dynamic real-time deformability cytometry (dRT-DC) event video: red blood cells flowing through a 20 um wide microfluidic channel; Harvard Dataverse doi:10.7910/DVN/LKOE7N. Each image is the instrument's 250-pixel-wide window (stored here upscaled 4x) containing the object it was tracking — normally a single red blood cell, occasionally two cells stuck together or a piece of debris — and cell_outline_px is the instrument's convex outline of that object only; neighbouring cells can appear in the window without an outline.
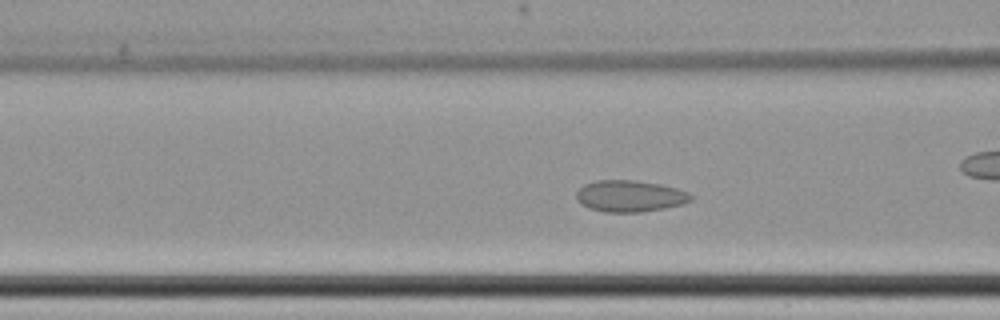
{"species": "common noctule bat (a hibernating species)", "species_latin": "Nyctalus noctula", "temperature_condition": "cold", "stored_images_in_passage": 56, "camera_frame_rate_fps": 3000, "um_per_image_px": 0.085, "animal": {"sex": "female", "body_mass_g": 22.7, "forearm_length_mm": 54.2}, "frame": {"image": 1, "passage_image": 19, "time_ms": 6.0, "image_size_px": [1000, 320], "cell_outline_px": [[692, 200], [680, 204], [664, 208], [644, 212], [604, 212], [588, 208], [580, 204], [576, 200], [576, 192], [584, 184], [596, 180], [636, 180], [660, 184], [676, 188], [688, 192], [692, 196]], "centroid_in_image_um": [53.5, 16.67], "position_along_channel_um": 113.1, "area_um2": 21.15}}
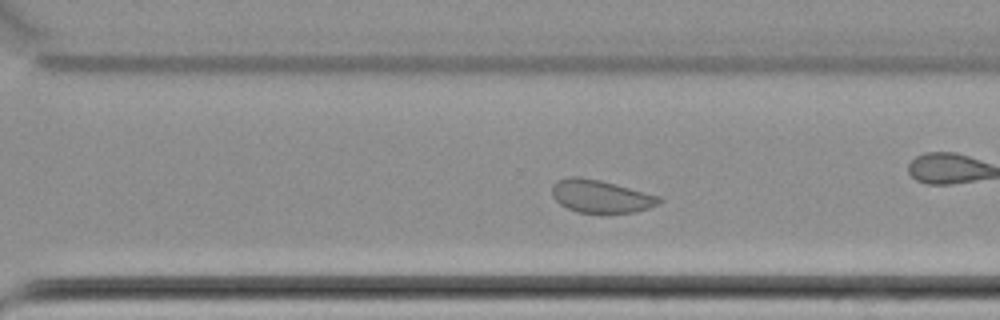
{"frame": {"image": 2, "passage_image": 37, "time_ms": 12.0, "image_size_px": [1000, 320], "cell_outline_px": [[664, 200], [660, 204], [636, 212], [608, 216], [580, 212], [568, 208], [560, 204], [552, 196], [552, 184], [556, 180], [568, 176], [580, 176], [600, 180], [660, 196]], "centroid_in_image_um": [51.08, 16.72], "position_along_channel_um": 319.5, "area_um2": 21.27}}
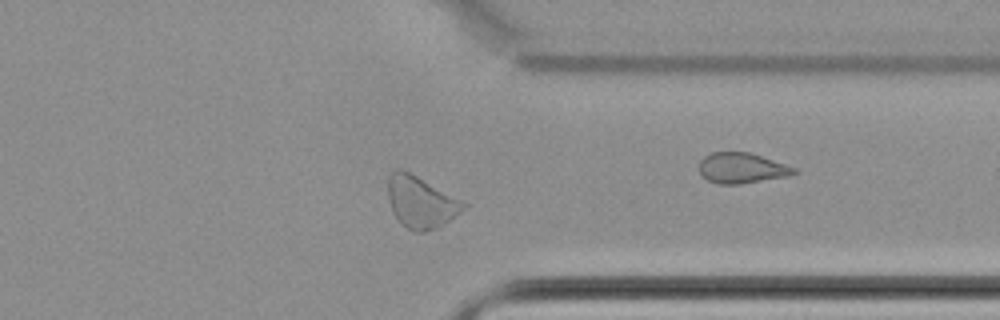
{"frame": {"image": 3, "passage_image": 42, "time_ms": 13.667, "image_size_px": [1000, 320], "cell_outline_px": [[468, 204], [460, 212], [444, 224], [436, 228], [424, 232], [416, 232], [400, 224], [392, 212], [388, 196], [388, 176], [396, 168], [400, 168], [416, 176]], "centroid_in_image_um": [35.72, 17.19], "position_along_channel_um": 375.7, "area_um2": 22.43}, "authors_computed_cell_mechanics": {"area_um2": 22.3975, "velocity_mm_per_s": 3.4375, "shape_relaxation_time_tau1_ms": null, "shape_relaxation_time_tau2_ms": 1.1133, "deformation_change_tau1": null, "deformation_change_tau2": 0.0608}}